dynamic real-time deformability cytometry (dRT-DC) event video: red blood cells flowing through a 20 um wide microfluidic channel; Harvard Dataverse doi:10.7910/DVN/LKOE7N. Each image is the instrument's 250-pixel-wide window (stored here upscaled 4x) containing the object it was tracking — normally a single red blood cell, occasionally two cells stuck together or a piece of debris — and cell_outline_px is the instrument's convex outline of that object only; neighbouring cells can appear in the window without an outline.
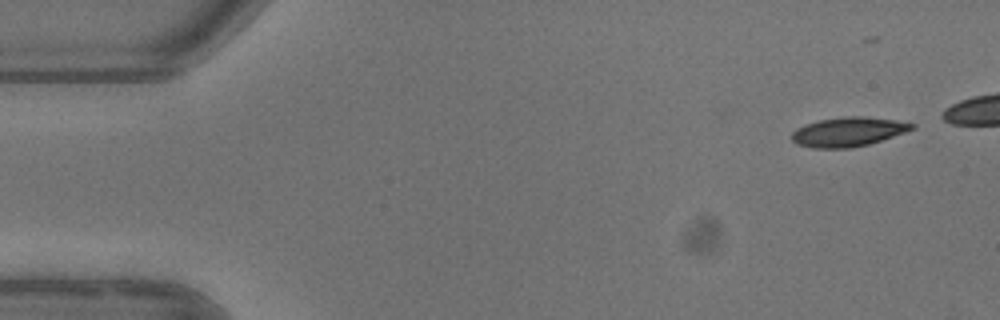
{"species": "common noctule bat (a hibernating species)", "species_latin": "Nyctalus noctula", "temperature_condition": "warm", "stored_images_in_passage": 6, "camera_frame_rate_fps": 3000, "um_per_image_px": 0.085, "animal": {"sex": "female"}, "frame": {"image": 1, "passage_image": 2, "time_ms": 1.333, "image_size_px": [1000, 320], "cell_outline_px": [[916, 128], [868, 144], [852, 148], [812, 148], [796, 144], [792, 140], [792, 132], [796, 128], [804, 124], [820, 120], [848, 116], [860, 116], [896, 120], [916, 124]], "centroid_in_image_um": [72.07, 11.21], "position_along_channel_um": 12.9, "area_um2": 20.4}}